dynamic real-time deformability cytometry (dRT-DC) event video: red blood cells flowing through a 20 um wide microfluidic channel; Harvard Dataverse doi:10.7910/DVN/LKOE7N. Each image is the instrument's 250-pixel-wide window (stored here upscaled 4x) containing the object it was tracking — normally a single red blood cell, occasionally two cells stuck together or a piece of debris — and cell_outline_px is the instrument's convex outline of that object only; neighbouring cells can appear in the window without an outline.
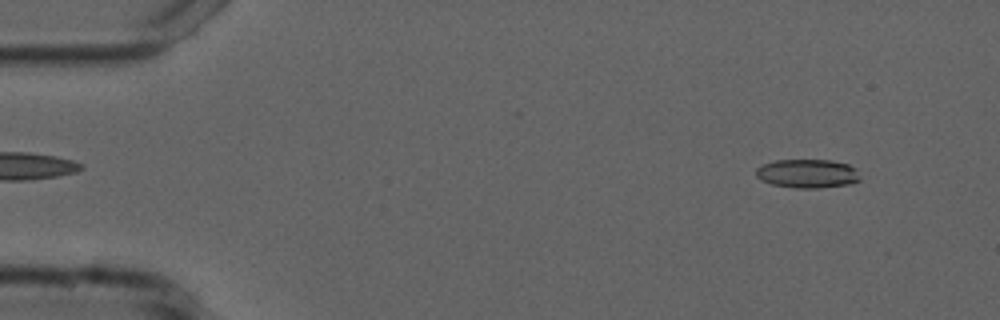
{"species": "common noctule bat (a hibernating species)", "species_latin": "Nyctalus noctula", "temperature_condition": "cold", "stored_images_in_passage": 54, "camera_frame_rate_fps": 3000, "um_per_image_px": 0.085, "animal": {"sex": "male", "forearm_length_mm": 52.5}, "frame": {"image": 1, "passage_image": 5, "time_ms": 1.333, "image_size_px": [1000, 320], "cell_outline_px": [[860, 180], [852, 184], [820, 188], [796, 188], [772, 184], [760, 180], [756, 176], [756, 168], [764, 164], [776, 160], [828, 160], [848, 164], [856, 168]], "centroid_in_image_um": [68.64, 14.76], "position_along_channel_um": 16.4, "area_um2": 17.51}}
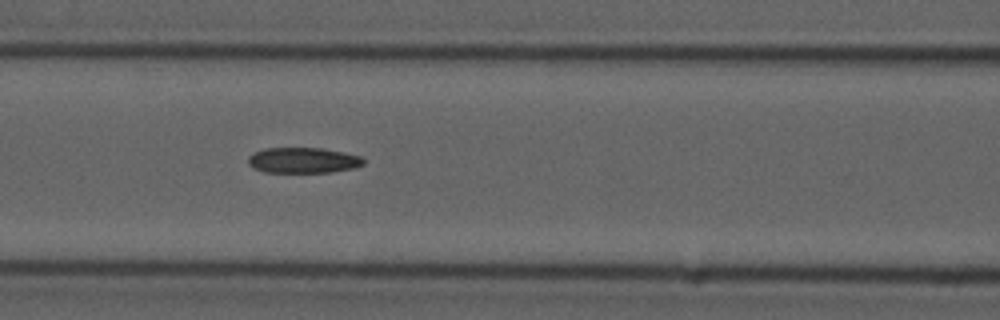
{"frame": {"image": 2, "passage_image": 23, "time_ms": 7.333, "image_size_px": [1000, 320], "cell_outline_px": [[364, 164], [356, 168], [328, 172], [264, 172], [248, 164], [248, 156], [252, 152], [264, 148], [320, 148], [344, 152], [360, 156], [364, 160]], "centroid_in_image_um": [25.75, 13.62], "position_along_channel_um": 140.8, "area_um2": 17.22}}
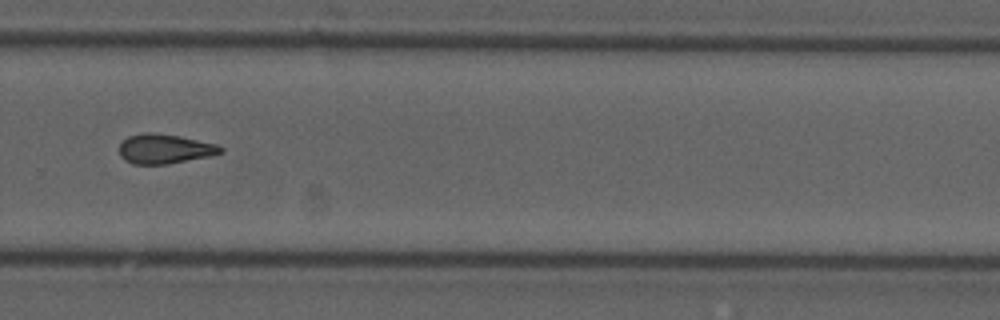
{"frame": {"image": 3, "passage_image": 37, "time_ms": 12.0, "image_size_px": [1000, 320], "cell_outline_px": [[224, 152], [208, 156], [168, 164], [132, 164], [124, 160], [120, 156], [120, 144], [128, 136], [144, 132], [152, 132], [180, 136], [216, 144], [224, 148]], "centroid_in_image_um": [13.98, 12.65], "position_along_channel_um": 315.8, "area_um2": 17.46}, "authors_computed_cell_mechanics": {"area_um2": 17.4267, "velocity_mm_per_s": 3.7587, "shape_relaxation_time_tau1_ms": null, "shape_relaxation_time_tau2_ms": 8.0398, "deformation_change_tau1": null, "deformation_change_tau2": 0.1916}}